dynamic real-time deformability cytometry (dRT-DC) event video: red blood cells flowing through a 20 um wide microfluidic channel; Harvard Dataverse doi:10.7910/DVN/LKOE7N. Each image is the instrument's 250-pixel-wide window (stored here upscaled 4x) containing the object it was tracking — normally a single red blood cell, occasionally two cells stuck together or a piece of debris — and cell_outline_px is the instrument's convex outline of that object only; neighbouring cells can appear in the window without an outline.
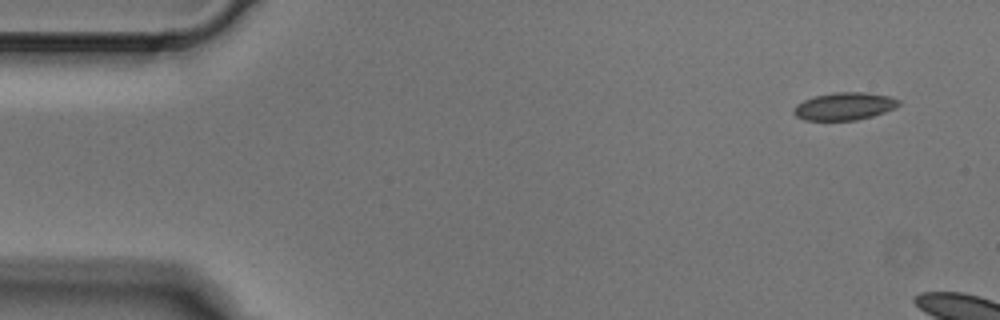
{"species": "Egyptian fruit bat (a non-hibernating species)", "species_latin": "Rousettus aegyptiacus", "temperature_condition": "cold", "stored_images_in_passage": 3, "camera_frame_rate_fps": 3000, "um_per_image_px": 0.085, "animal": {"sex": "male"}, "frame": {"image": 1, "passage_image": 1, "time_ms": 0.0, "image_size_px": [1000, 320], "cell_outline_px": [[900, 104], [896, 108], [872, 116], [856, 120], [804, 120], [796, 116], [792, 112], [792, 108], [796, 104], [812, 96], [832, 92], [864, 92], [888, 96], [900, 100]], "centroid_in_image_um": [71.74, 9.02], "position_along_channel_um": 13.3, "area_um2": 17.05}}